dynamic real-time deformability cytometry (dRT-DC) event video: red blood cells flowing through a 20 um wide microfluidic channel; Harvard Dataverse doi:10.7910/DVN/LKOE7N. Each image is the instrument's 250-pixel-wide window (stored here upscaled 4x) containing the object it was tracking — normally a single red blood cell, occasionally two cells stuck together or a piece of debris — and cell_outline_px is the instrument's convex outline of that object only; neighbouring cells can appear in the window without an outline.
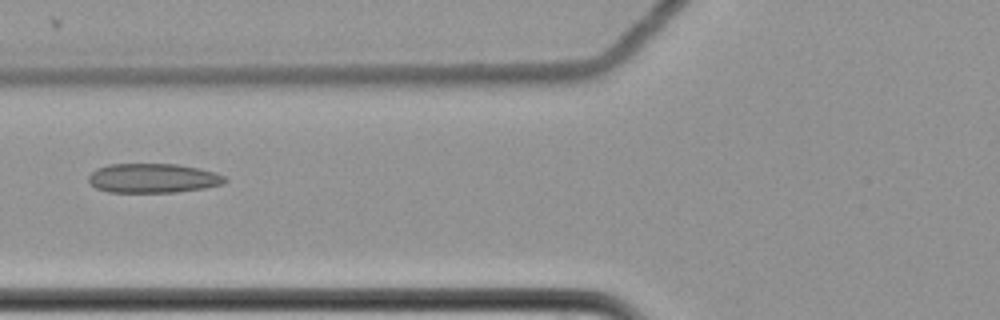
{"species": "common noctule bat (a hibernating species)", "species_latin": "Nyctalus noctula", "temperature_condition": "cold", "stored_images_in_passage": 3, "camera_frame_rate_fps": 3000, "um_per_image_px": 0.085, "animal": {"sex": "female", "body_mass_g": 22.7, "forearm_length_mm": 54.2}, "frame": {"image": 1, "passage_image": 3, "time_ms": 0.667, "image_size_px": [1000, 320], "cell_outline_px": [[228, 180], [224, 184], [204, 188], [176, 192], [108, 192], [96, 188], [88, 180], [88, 176], [96, 168], [108, 164], [176, 164], [200, 168], [216, 172], [224, 176]], "centroid_in_image_um": [13.02, 15.14], "position_along_channel_um": 112.8, "area_um2": 23.47}}